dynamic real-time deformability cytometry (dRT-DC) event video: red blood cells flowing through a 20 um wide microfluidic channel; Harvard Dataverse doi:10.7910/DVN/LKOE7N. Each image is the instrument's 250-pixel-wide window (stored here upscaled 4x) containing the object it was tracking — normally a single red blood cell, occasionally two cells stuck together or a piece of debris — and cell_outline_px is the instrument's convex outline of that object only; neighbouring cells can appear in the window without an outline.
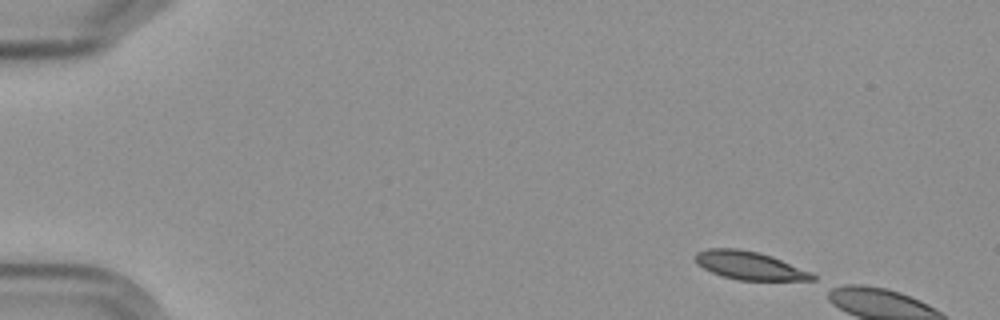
{"species": "Egyptian fruit bat (a non-hibernating species)", "species_latin": "Rousettus aegyptiacus", "temperature_condition": "cold", "stored_images_in_passage": 2, "camera_frame_rate_fps": 3000, "um_per_image_px": 0.085, "frame": {"image": 1, "passage_image": 1, "time_ms": 0.0, "image_size_px": [1000, 320], "cell_outline_px": [[816, 280], [740, 280], [724, 276], [712, 272], [696, 264], [692, 256], [696, 252], [708, 248], [740, 248], [772, 256], [812, 272], [816, 276]], "centroid_in_image_um": [63.68, 22.56], "position_along_channel_um": 21.3, "area_um2": 19.31}}